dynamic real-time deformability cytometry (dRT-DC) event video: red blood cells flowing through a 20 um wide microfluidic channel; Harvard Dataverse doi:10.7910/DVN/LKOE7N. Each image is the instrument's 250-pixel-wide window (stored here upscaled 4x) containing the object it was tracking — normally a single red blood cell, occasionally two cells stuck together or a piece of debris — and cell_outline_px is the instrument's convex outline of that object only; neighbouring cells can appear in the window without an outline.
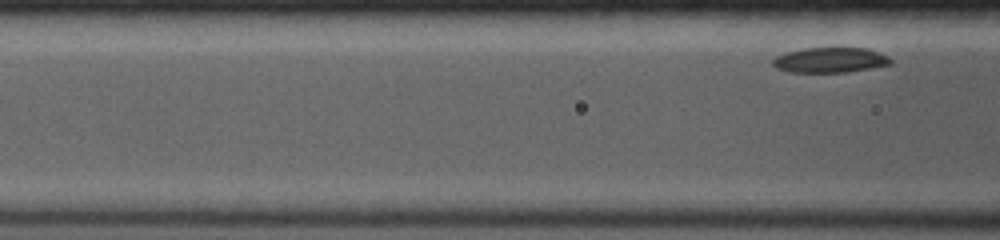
{"species": "common noctule bat (a hibernating species)", "species_latin": "Nyctalus noctula", "temperature_condition": "room temperature", "stored_images_in_passage": 5, "segment_of_instrument_passage": [2, 2], "camera_frame_rate_fps": 4000, "um_per_image_px": 0.085, "animal": {"sex": "female", "body_mass_g": 19.0, "forearm_length_mm": 53.3}, "frame": {"image": 1, "passage_image": 5, "time_ms": 3.75, "image_size_px": [1000, 240], "cell_outline_px": [[892, 64], [848, 72], [788, 72], [776, 68], [772, 64], [772, 60], [776, 56], [788, 52], [804, 48], [868, 48], [880, 52], [888, 56], [892, 60]], "centroid_in_image_um": [70.58, 5.1], "position_along_channel_um": 96.0, "area_um2": 17.34}}